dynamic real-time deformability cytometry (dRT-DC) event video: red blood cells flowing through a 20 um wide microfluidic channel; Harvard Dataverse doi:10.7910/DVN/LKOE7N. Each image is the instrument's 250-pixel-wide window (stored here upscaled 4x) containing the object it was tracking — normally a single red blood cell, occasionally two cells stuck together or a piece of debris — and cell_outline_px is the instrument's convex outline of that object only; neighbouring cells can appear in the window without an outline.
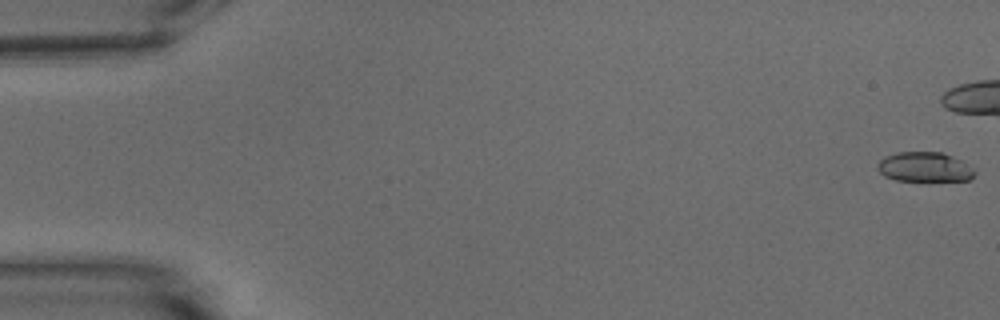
{"species": "common noctule bat (a hibernating species)", "species_latin": "Nyctalus noctula", "temperature_condition": "warm", "stored_images_in_passage": 7, "camera_frame_rate_fps": 3000, "um_per_image_px": 0.085, "animal": {"sex": "male", "body_mass_g": 15.6}, "frame": {"image": 1, "passage_image": 1, "time_ms": 0.0, "image_size_px": [1000, 320], "cell_outline_px": [[976, 172], [968, 180], [896, 180], [884, 176], [876, 168], [876, 164], [884, 156], [896, 152], [940, 152], [952, 156], [960, 160], [972, 168]], "centroid_in_image_um": [78.52, 14.18], "position_along_channel_um": 6.5, "area_um2": 16.65}}